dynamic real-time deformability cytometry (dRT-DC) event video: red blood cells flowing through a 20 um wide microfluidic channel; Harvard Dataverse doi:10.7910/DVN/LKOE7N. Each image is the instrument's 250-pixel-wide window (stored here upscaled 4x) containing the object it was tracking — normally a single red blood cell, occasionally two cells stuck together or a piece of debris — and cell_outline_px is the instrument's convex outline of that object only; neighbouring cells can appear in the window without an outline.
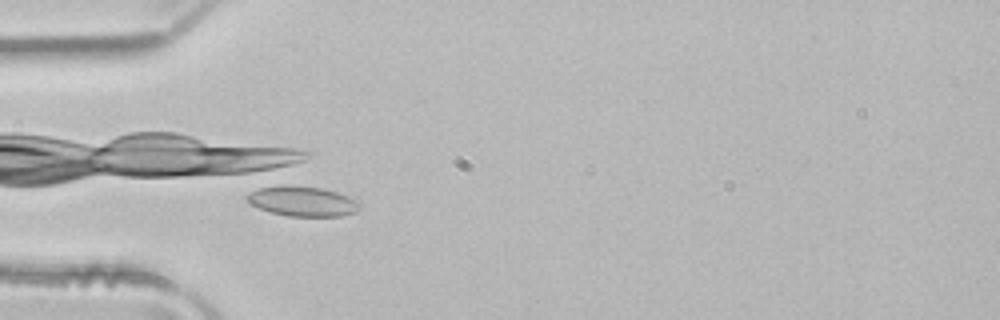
{"species": "common noctule bat (a hibernating species)", "species_latin": "Nyctalus noctula", "temperature_condition": "room temperature", "stored_images_in_passage": 10, "camera_frame_rate_fps": 3000, "um_per_image_px": 0.085, "animal": {"sex": "male", "body_mass_g": 21.5, "forearm_length_mm": 52.0}, "frame": {"image": 1, "passage_image": 10, "time_ms": 3.0, "image_size_px": [1000, 320], "cell_outline_px": [[360, 208], [356, 212], [340, 216], [288, 216], [272, 212], [260, 208], [244, 200], [244, 196], [268, 184], [284, 184], [320, 188], [336, 192], [348, 196], [360, 204]], "centroid_in_image_um": [25.66, 17.09], "position_along_channel_um": 59.3, "area_um2": 19.77}}